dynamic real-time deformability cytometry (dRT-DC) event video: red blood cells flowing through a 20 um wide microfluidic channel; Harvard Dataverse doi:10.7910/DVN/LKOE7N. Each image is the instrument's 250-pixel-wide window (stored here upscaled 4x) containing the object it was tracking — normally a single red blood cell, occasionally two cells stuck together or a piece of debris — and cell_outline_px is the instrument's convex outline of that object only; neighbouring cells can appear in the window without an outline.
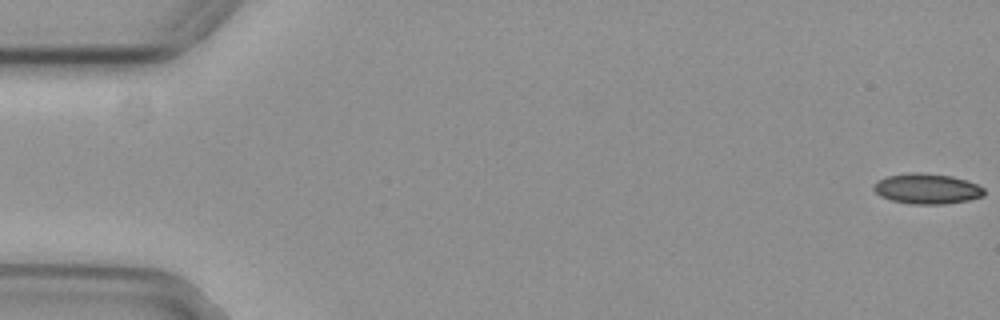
{"species": "common noctule bat (a hibernating species)", "species_latin": "Nyctalus noctula", "temperature_condition": "cold", "stored_images_in_passage": 13, "camera_frame_rate_fps": 3000, "um_per_image_px": 0.085, "animal": {"sex": "female", "body_mass_g": 29.2, "forearm_length_mm": 56.3}, "frame": {"image": 1, "passage_image": 1, "time_ms": 0.0, "image_size_px": [1000, 320], "cell_outline_px": [[984, 196], [968, 200], [944, 204], [908, 204], [892, 200], [880, 196], [872, 188], [876, 180], [888, 176], [912, 172], [916, 172], [952, 176], [976, 184], [984, 188]], "centroid_in_image_um": [78.76, 16.05], "position_along_channel_um": 6.2, "area_um2": 19.48}}